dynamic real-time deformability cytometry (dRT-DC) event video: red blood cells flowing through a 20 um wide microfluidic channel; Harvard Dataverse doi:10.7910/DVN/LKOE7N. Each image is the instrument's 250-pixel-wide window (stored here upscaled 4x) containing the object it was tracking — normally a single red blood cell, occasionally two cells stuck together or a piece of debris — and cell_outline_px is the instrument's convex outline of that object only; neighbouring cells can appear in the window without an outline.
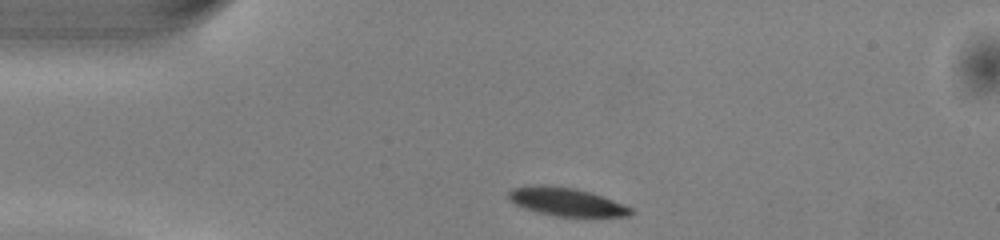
{"species": "common noctule bat (a hibernating species)", "species_latin": "Nyctalus noctula", "temperature_condition": "warm", "stored_images_in_passage": 40, "camera_frame_rate_fps": 3000, "um_per_image_px": 0.085, "animal": {"sex": "male", "body_mass_g": 13.0, "forearm_length_mm": 53.1}, "frame": {"image": 1, "passage_image": 1, "time_ms": 0.0, "image_size_px": [1000, 240], "cell_outline_px": [[632, 212], [628, 216], [556, 216], [524, 208], [516, 204], [508, 196], [508, 192], [512, 188], [540, 184], [544, 184], [576, 188], [592, 192], [632, 208]], "centroid_in_image_um": [48.13, 17.13], "position_along_channel_um": 36.9, "area_um2": 19.83}}
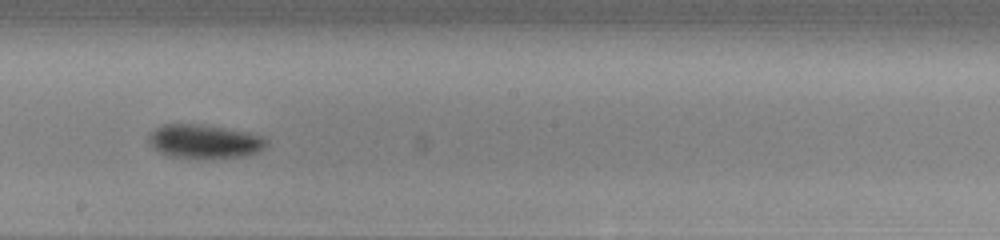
{"frame": {"image": 2, "passage_image": 18, "time_ms": 5.667, "image_size_px": [1000, 240], "cell_outline_px": [[268, 144], [260, 152], [244, 156], [216, 160], [168, 156], [152, 148], [148, 140], [148, 136], [156, 128], [164, 124], [200, 124], [248, 132], [260, 136], [268, 140]], "centroid_in_image_um": [17.4, 12.05], "position_along_channel_um": 230.8, "area_um2": 23.7}}
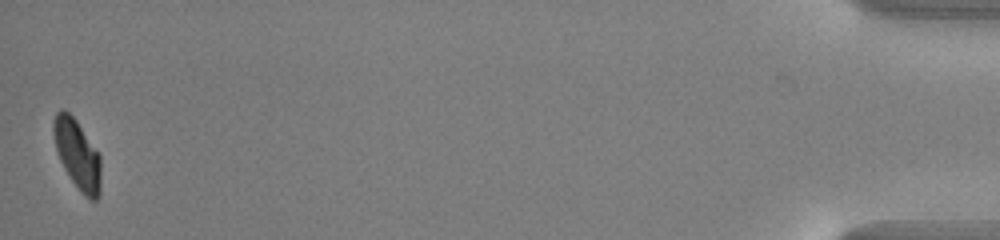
{"frame": {"image": 3, "passage_image": 40, "time_ms": 13.0, "image_size_px": [1000, 240], "cell_outline_px": [[100, 196], [96, 200], [88, 200], [80, 192], [64, 168], [60, 160], [56, 148], [52, 132], [52, 124], [56, 112], [60, 108], [64, 108], [76, 120], [100, 156]], "centroid_in_image_um": [6.56, 13.13], "position_along_channel_um": 428.6, "area_um2": 19.13}, "authors_computed_cell_mechanics": {"area_um2": 21.7328, "velocity_mm_per_s": 4.0455, "shape_relaxation_time_tau1_ms": 1.8611, "shape_relaxation_time_tau2_ms": null, "deformation_change_tau1": 0.1028, "deformation_change_tau2": null}}